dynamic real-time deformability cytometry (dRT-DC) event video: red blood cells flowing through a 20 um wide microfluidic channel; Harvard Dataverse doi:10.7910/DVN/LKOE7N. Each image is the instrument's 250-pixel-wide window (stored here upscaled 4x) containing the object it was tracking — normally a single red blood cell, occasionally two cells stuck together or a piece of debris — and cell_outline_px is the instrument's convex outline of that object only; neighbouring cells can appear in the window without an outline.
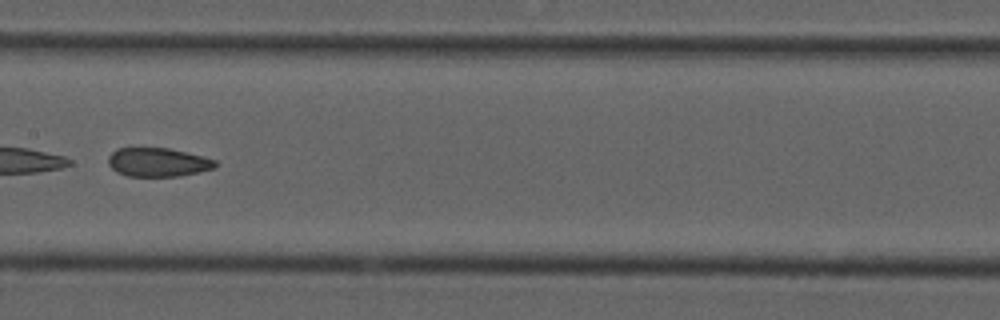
{"species": "common noctule bat (a hibernating species)", "species_latin": "Nyctalus noctula", "temperature_condition": "cold", "stored_images_in_passage": 39, "camera_frame_rate_fps": 3000, "um_per_image_px": 0.085, "animal": {"sex": "male", "forearm_length_mm": 52.5}, "frame": {"image": 1, "passage_image": 17, "time_ms": 5.333, "image_size_px": [1000, 320], "cell_outline_px": [[220, 164], [216, 168], [180, 176], [128, 176], [116, 172], [108, 164], [108, 156], [116, 148], [168, 148], [216, 160]], "centroid_in_image_um": [13.42, 13.79], "position_along_channel_um": 194.0, "area_um2": 17.98}, "authors_computed_cell_mechanics": {"area_um2": 19.4208, "velocity_mm_per_s": 3.7344, "shape_relaxation_time_tau1_ms": null, "shape_relaxation_time_tau2_ms": 2.5665, "deformation_change_tau1": null, "deformation_change_tau2": 0.083}}